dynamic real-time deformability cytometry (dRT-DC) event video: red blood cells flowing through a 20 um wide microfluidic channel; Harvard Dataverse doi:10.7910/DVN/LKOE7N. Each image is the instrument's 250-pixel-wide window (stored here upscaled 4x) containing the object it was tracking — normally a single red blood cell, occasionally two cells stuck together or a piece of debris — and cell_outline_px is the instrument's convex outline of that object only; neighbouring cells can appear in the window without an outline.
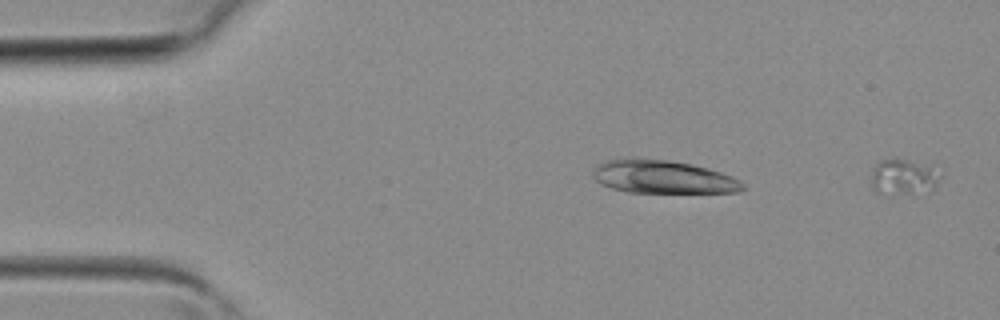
{"species": "common noctule bat (a hibernating species)", "species_latin": "Nyctalus noctula", "temperature_condition": "room temperature", "stored_images_in_passage": 2, "camera_frame_rate_fps": 3000, "um_per_image_px": 0.085, "animal": {"sex": "female", "body_mass_g": 19.3, "forearm_length_mm": 54.1}, "frame": {"image": 1, "passage_image": 2, "time_ms": 0.333, "image_size_px": [1000, 320], "cell_outline_px": [[940, 176], [936, 184], [932, 188], [912, 192], [884, 196], [876, 192], [872, 188], [872, 172], [876, 164], [880, 160], [892, 156], [908, 160], [928, 168]], "centroid_in_image_um": [76.63, 15.04], "position_along_channel_um": 8.4, "area_um2": 13.87}}